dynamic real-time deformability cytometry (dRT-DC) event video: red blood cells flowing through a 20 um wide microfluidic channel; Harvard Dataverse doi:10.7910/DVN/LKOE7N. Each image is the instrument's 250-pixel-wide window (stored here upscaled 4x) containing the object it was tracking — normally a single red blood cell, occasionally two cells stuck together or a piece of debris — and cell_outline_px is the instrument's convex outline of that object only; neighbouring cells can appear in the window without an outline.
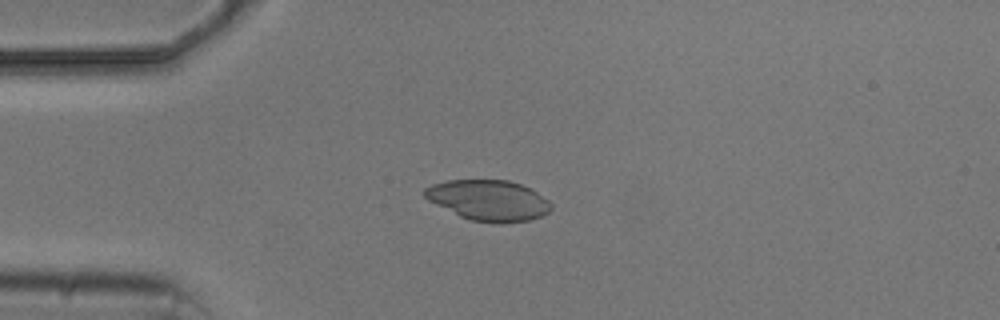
{"species": "common noctule bat (a hibernating species)", "species_latin": "Nyctalus noctula", "temperature_condition": "cold", "stored_images_in_passage": 5, "camera_frame_rate_fps": 3000, "um_per_image_px": 0.085, "animal": {"sex": "male", "body_mass_g": 20.5, "forearm_length_mm": 52.5}, "frame": {"image": 1, "passage_image": 3, "time_ms": 2.333, "image_size_px": [1000, 320], "cell_outline_px": [[552, 208], [548, 212], [540, 216], [528, 220], [472, 220], [460, 216], [428, 200], [424, 196], [424, 188], [432, 184], [448, 180], [508, 180], [532, 188], [548, 200], [552, 204]], "centroid_in_image_um": [41.51, 16.97], "position_along_channel_um": 43.5, "area_um2": 29.07}}
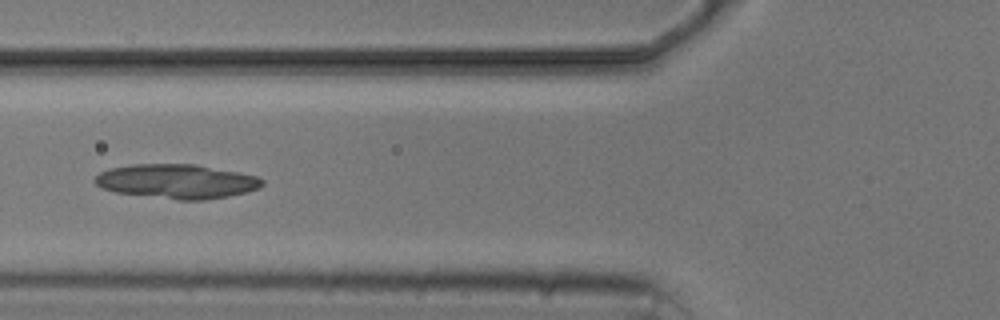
{"frame": {"image": 2, "passage_image": 5, "time_ms": 4.667, "image_size_px": [1000, 320], "cell_outline_px": [[264, 184], [260, 188], [248, 192], [228, 196], [204, 200], [176, 200], [116, 192], [104, 188], [96, 184], [92, 180], [100, 172], [112, 168], [132, 164], [196, 164], [240, 172], [256, 176], [264, 180]], "centroid_in_image_um": [15.07, 15.42], "position_along_channel_um": 110.7, "area_um2": 33.58}}